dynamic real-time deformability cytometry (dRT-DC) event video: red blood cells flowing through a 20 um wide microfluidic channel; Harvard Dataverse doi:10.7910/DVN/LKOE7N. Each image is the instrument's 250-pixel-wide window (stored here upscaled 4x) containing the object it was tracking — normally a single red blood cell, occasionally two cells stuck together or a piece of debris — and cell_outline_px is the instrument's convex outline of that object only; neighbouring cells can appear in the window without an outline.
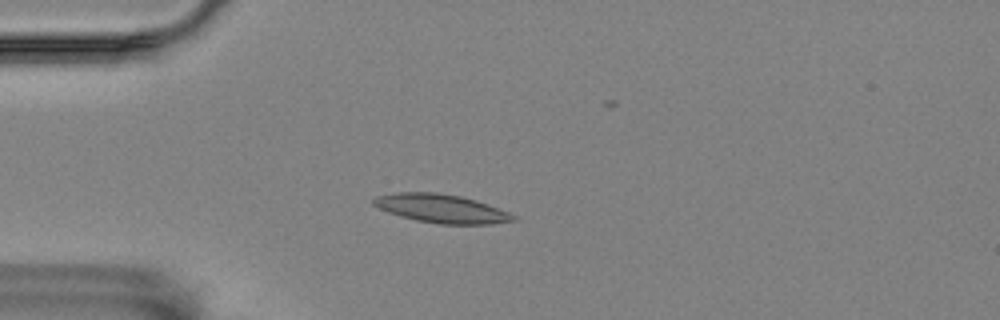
{"species": "Egyptian fruit bat (a non-hibernating species)", "species_latin": "Rousettus aegyptiacus", "temperature_condition": "room temperature", "stored_images_in_passage": 13, "camera_frame_rate_fps": 3000, "um_per_image_px": 0.085, "animal": {"sex": "female"}, "frame": {"image": 1, "passage_image": 4, "time_ms": 1.0, "image_size_px": [1000, 320], "cell_outline_px": [[516, 220], [492, 224], [440, 224], [416, 220], [400, 216], [388, 212], [372, 204], [372, 200], [376, 196], [396, 192], [436, 192], [460, 196], [476, 200], [488, 204], [508, 212], [516, 216]], "centroid_in_image_um": [37.51, 17.72], "position_along_channel_um": 47.5, "area_um2": 23.24}}
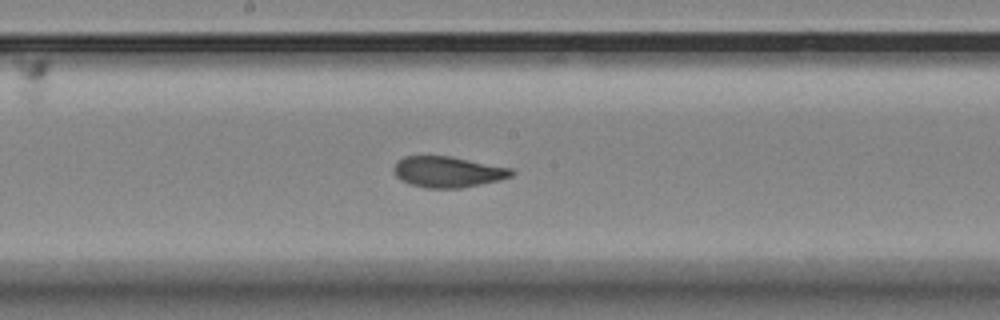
{"frame": {"image": 2, "passage_image": 13, "time_ms": 4.0, "image_size_px": [1000, 320], "cell_outline_px": [[516, 172], [512, 176], [500, 180], [460, 188], [424, 188], [408, 184], [400, 180], [396, 176], [392, 168], [396, 160], [404, 156], [452, 156], [512, 168]], "centroid_in_image_um": [38.04, 14.6], "position_along_channel_um": 210.2, "area_um2": 21.56}}